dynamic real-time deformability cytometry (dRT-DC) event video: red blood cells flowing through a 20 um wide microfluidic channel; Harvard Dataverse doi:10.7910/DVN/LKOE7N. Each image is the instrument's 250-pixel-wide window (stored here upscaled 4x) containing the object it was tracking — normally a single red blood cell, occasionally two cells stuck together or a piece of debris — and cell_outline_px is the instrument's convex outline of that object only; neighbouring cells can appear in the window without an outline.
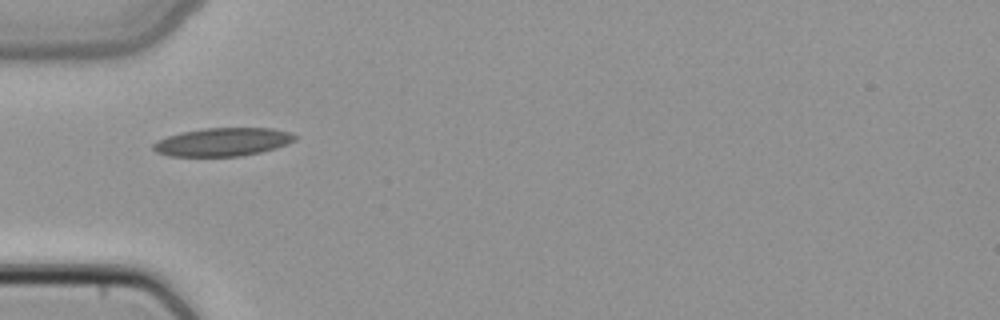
{"species": "common noctule bat (a hibernating species)", "species_latin": "Nyctalus noctula", "temperature_condition": "cold", "stored_images_in_passage": 5, "camera_frame_rate_fps": 3000, "um_per_image_px": 0.085, "animal": {"sex": "female", "body_mass_g": 22.7, "forearm_length_mm": 54.2}, "frame": {"image": 1, "passage_image": 4, "time_ms": 1.0, "image_size_px": [1000, 320], "cell_outline_px": [[300, 136], [296, 140], [276, 148], [260, 152], [240, 156], [168, 156], [156, 152], [152, 148], [152, 144], [168, 136], [180, 132], [204, 128], [272, 128], [288, 132]], "centroid_in_image_um": [18.95, 12.06], "position_along_channel_um": 66.1, "area_um2": 23.35}}
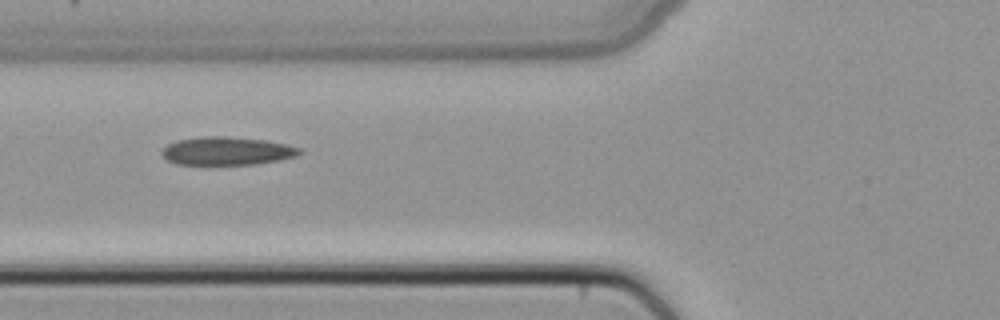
{"frame": {"image": 2, "passage_image": 5, "time_ms": 1.333, "image_size_px": [1000, 320], "cell_outline_px": [[300, 152], [296, 156], [280, 160], [256, 164], [212, 168], [208, 168], [176, 164], [168, 160], [160, 152], [160, 148], [176, 140], [204, 136], [224, 136], [264, 140], [284, 144], [300, 148]], "centroid_in_image_um": [19.18, 12.89], "position_along_channel_um": 106.6, "area_um2": 23.7}}